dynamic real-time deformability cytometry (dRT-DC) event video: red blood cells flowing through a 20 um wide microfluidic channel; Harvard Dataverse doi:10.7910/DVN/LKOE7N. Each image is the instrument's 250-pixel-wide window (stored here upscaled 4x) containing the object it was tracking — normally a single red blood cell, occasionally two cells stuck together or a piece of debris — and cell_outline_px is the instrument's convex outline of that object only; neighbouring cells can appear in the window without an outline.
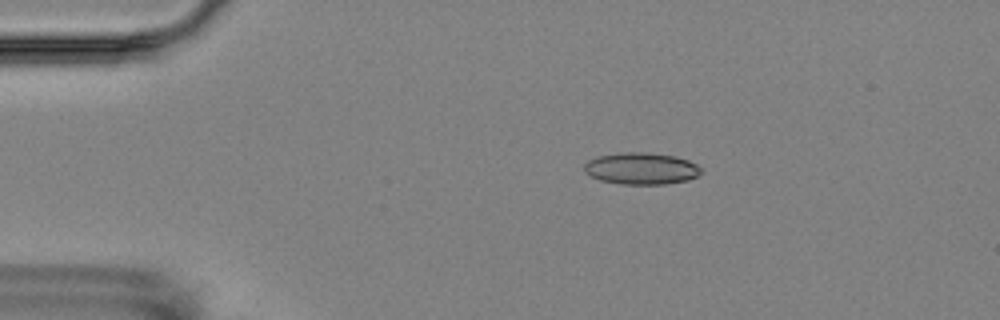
{"species": "Egyptian fruit bat (a non-hibernating species)", "species_latin": "Rousettus aegyptiacus", "temperature_condition": "room temperature", "stored_images_in_passage": 5, "camera_frame_rate_fps": 3000, "um_per_image_px": 0.085, "animal": {"sex": "female"}, "frame": {"image": 1, "passage_image": 2, "time_ms": 2.0, "image_size_px": [1000, 320], "cell_outline_px": [[700, 172], [696, 176], [688, 180], [664, 184], [620, 184], [600, 180], [584, 172], [584, 164], [588, 160], [596, 156], [624, 152], [644, 152], [676, 156], [688, 160], [696, 164], [700, 168]], "centroid_in_image_um": [54.47, 14.32], "position_along_channel_um": 30.5, "area_um2": 21.62}}
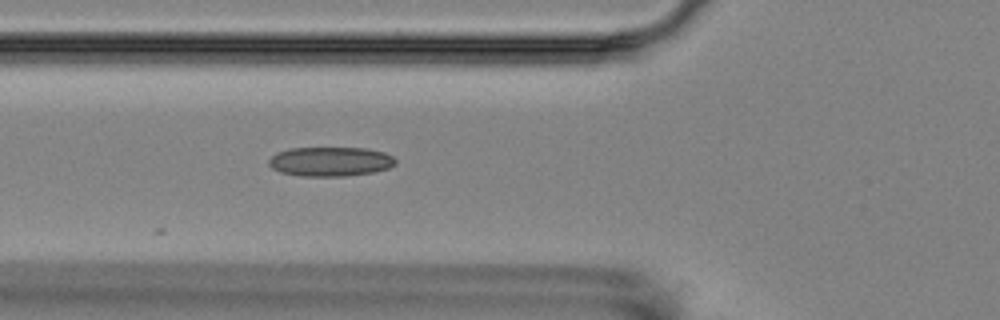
{"frame": {"image": 2, "passage_image": 5, "time_ms": 5.333, "image_size_px": [1000, 320], "cell_outline_px": [[396, 164], [388, 168], [372, 172], [344, 176], [300, 176], [280, 172], [272, 168], [268, 164], [268, 160], [276, 152], [288, 148], [368, 148], [384, 152], [392, 156], [396, 160]], "centroid_in_image_um": [28.06, 13.72], "position_along_channel_um": 97.7, "area_um2": 21.79}}